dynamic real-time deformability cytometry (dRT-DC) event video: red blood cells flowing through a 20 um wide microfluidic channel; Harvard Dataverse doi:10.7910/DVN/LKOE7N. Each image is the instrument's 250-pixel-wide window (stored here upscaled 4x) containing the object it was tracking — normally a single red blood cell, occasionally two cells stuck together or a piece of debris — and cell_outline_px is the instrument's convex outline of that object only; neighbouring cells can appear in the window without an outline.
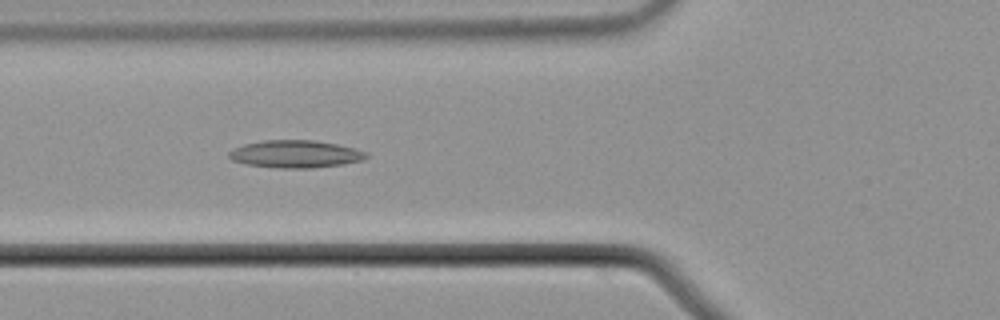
{"species": "common noctule bat (a hibernating species)", "species_latin": "Nyctalus noctula", "temperature_condition": "cold", "stored_images_in_passage": 44, "camera_frame_rate_fps": 3000, "um_per_image_px": 0.085, "animal": {"sex": "male", "body_mass_g": 21.5, "forearm_length_mm": 52.0}, "frame": {"image": 1, "passage_image": 9, "time_ms": 2.667, "image_size_px": [1000, 320], "cell_outline_px": [[368, 156], [364, 160], [344, 164], [312, 168], [280, 168], [248, 164], [232, 160], [228, 156], [228, 152], [232, 148], [244, 144], [264, 140], [316, 140], [336, 144], [368, 152]], "centroid_in_image_um": [25.11, 13.09], "position_along_channel_um": 100.7, "area_um2": 22.02}}
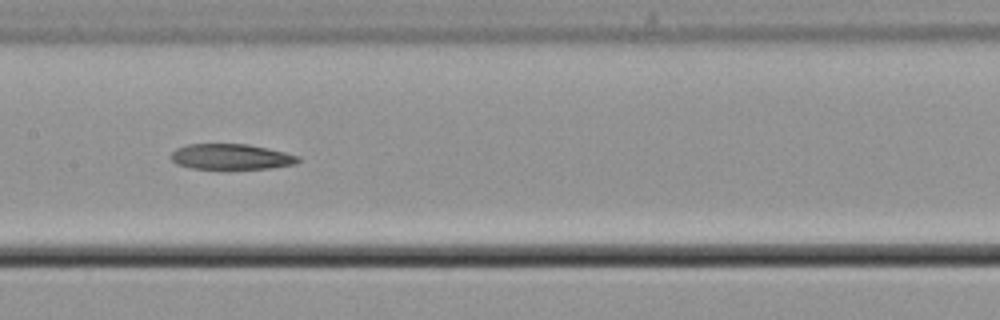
{"frame": {"image": 2, "passage_image": 16, "time_ms": 5.0, "image_size_px": [1000, 320], "cell_outline_px": [[300, 160], [296, 164], [268, 168], [192, 168], [176, 164], [172, 160], [172, 152], [176, 148], [188, 144], [248, 144], [268, 148], [300, 156]], "centroid_in_image_um": [19.66, 13.31], "position_along_channel_um": 187.7, "area_um2": 18.73}}
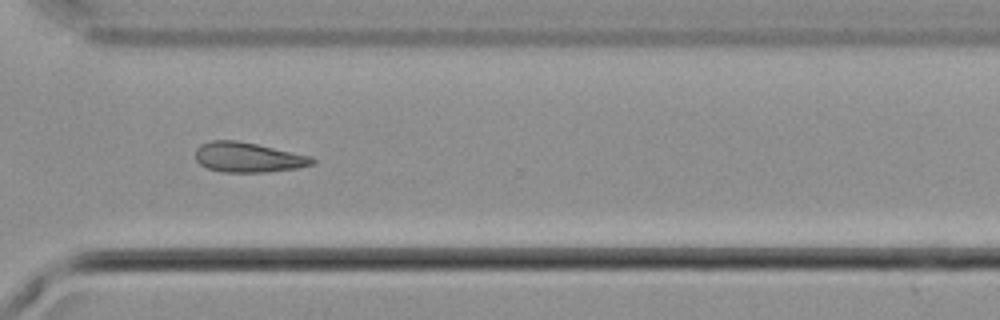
{"frame": {"image": 3, "passage_image": 29, "time_ms": 9.333, "image_size_px": [1000, 320], "cell_outline_px": [[316, 164], [300, 168], [268, 172], [224, 172], [208, 168], [200, 164], [196, 160], [196, 148], [200, 144], [212, 140], [236, 140], [256, 144], [312, 156], [316, 160]], "centroid_in_image_um": [21.13, 13.38], "position_along_channel_um": 349.5, "area_um2": 20.52}}